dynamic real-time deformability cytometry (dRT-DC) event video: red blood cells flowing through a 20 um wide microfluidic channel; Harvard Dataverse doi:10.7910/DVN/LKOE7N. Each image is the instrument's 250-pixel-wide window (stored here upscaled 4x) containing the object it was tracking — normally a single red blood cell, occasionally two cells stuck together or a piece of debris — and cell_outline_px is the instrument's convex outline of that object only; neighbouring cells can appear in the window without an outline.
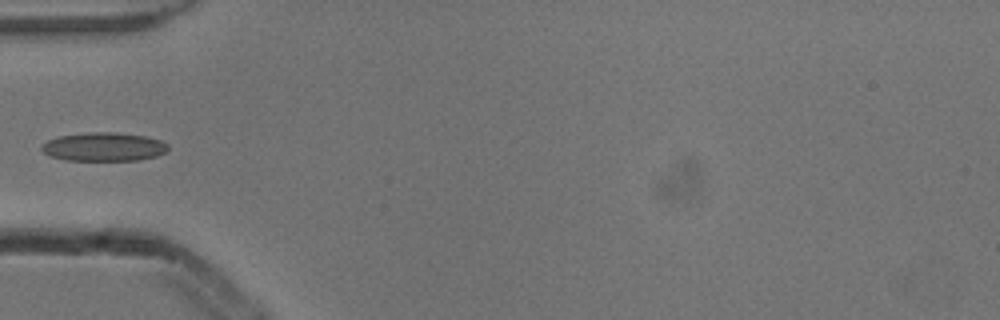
{"species": "common noctule bat (a hibernating species)", "species_latin": "Nyctalus noctula", "temperature_condition": "cold", "stored_images_in_passage": 5, "camera_frame_rate_fps": 3000, "um_per_image_px": 0.085, "animal": {"sex": "male", "body_mass_g": 13.3}, "frame": {"image": 1, "passage_image": 5, "time_ms": 1.333, "image_size_px": [1000, 320], "cell_outline_px": [[168, 152], [156, 156], [140, 160], [64, 160], [48, 156], [40, 148], [40, 144], [48, 140], [60, 136], [92, 132], [116, 132], [144, 136], [160, 140], [168, 144]], "centroid_in_image_um": [8.82, 12.48], "position_along_channel_um": 76.2, "area_um2": 21.21}}